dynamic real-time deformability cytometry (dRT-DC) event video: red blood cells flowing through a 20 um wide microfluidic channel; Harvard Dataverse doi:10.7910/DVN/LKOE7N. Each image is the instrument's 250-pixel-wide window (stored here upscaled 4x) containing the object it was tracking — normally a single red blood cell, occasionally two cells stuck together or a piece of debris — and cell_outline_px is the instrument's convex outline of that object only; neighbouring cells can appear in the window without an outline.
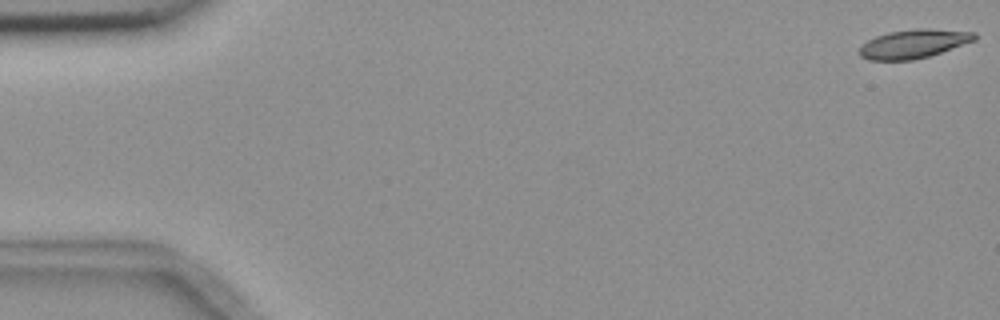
{"species": "common noctule bat (a hibernating species)", "species_latin": "Nyctalus noctula", "temperature_condition": "room temperature", "stored_images_in_passage": 4, "camera_frame_rate_fps": 3000, "um_per_image_px": 0.085, "animal": {"sex": "female", "body_mass_g": 18.4}, "frame": {"image": 1, "passage_image": 1, "time_ms": 0.0, "image_size_px": [1000, 320], "cell_outline_px": [[976, 40], [928, 56], [912, 60], [868, 60], [860, 56], [860, 44], [876, 36], [888, 32], [916, 28], [928, 28], [976, 32]], "centroid_in_image_um": [77.64, 3.71], "position_along_channel_um": 7.4, "area_um2": 19.31}}
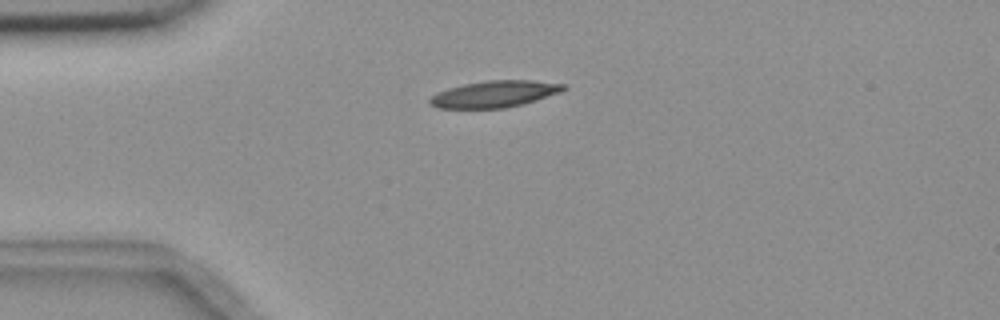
{"frame": {"image": 2, "passage_image": 4, "time_ms": 4.333, "image_size_px": [1000, 320], "cell_outline_px": [[568, 88], [560, 92], [520, 104], [504, 108], [440, 108], [428, 104], [428, 100], [436, 92], [448, 88], [464, 84], [484, 80], [532, 80], [568, 84]], "centroid_in_image_um": [42.02, 7.98], "position_along_channel_um": 43.0, "area_um2": 20.69}}